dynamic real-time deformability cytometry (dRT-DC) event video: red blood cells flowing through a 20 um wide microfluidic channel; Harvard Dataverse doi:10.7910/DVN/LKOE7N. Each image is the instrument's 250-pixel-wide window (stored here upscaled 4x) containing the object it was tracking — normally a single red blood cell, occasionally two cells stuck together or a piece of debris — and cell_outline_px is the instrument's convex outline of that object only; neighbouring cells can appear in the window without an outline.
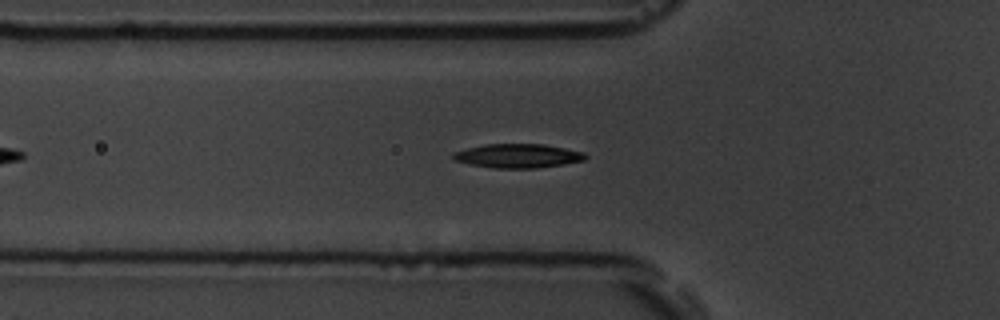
{"species": "common noctule bat (a hibernating species)", "species_latin": "Nyctalus noctula", "temperature_condition": "room temperature", "stored_images_in_passage": 46, "camera_frame_rate_fps": 3000, "um_per_image_px": 0.085, "animal": {"sex": "male", "body_mass_g": 19.5, "forearm_length_mm": 54.6}, "frame": {"image": 1, "passage_image": 10, "time_ms": 3.0, "image_size_px": [1000, 320], "cell_outline_px": [[588, 156], [584, 160], [564, 164], [536, 168], [492, 168], [468, 164], [452, 160], [452, 152], [484, 144], [544, 144], [584, 152]], "centroid_in_image_um": [43.98, 13.25], "position_along_channel_um": 81.8, "area_um2": 18.61}}
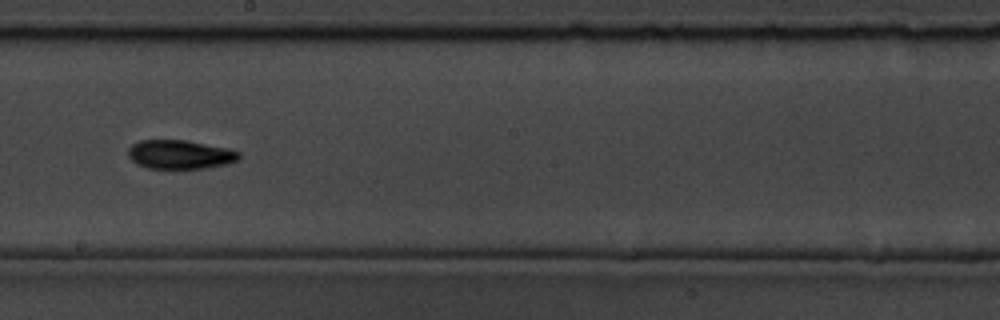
{"frame": {"image": 2, "passage_image": 22, "time_ms": 7.0, "image_size_px": [1000, 320], "cell_outline_px": [[240, 156], [236, 160], [228, 164], [208, 168], [148, 168], [136, 164], [128, 156], [128, 148], [132, 144], [140, 140], [188, 140], [228, 148], [240, 152]], "centroid_in_image_um": [15.3, 13.12], "position_along_channel_um": 232.9, "area_um2": 18.79}}
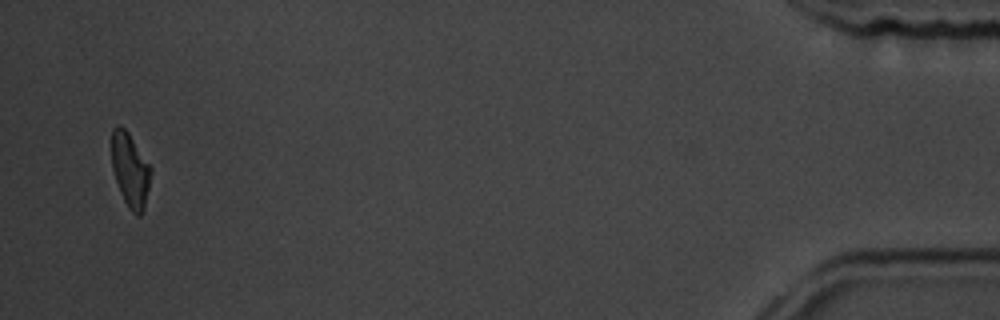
{"frame": {"image": 3, "passage_image": 44, "time_ms": 14.333, "image_size_px": [1000, 320], "cell_outline_px": [[152, 172], [144, 208], [140, 216], [136, 216], [128, 208], [120, 192], [112, 168], [112, 128], [116, 124], [120, 124], [128, 132], [152, 168]], "centroid_in_image_um": [11.07, 14.45], "position_along_channel_um": 424.1, "area_um2": 16.94}, "authors_computed_cell_mechanics": {"area_um2": 17.8602, "velocity_mm_per_s": 3.7792, "shape_relaxation_time_tau1_ms": 2.8023, "shape_relaxation_time_tau2_ms": 8.7181, "deformation_change_tau1": 0.1214, "deformation_change_tau2": 0.1589}}